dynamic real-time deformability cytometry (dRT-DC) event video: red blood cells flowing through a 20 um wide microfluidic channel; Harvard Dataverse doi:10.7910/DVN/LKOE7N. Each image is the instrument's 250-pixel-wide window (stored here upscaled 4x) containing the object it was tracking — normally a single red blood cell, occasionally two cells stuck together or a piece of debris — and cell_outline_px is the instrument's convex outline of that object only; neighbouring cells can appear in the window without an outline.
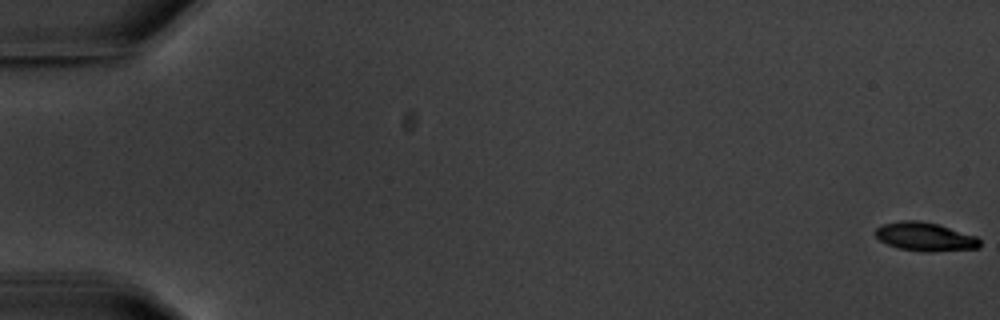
{"species": "common noctule bat (a hibernating species)", "species_latin": "Nyctalus noctula", "temperature_condition": "warm", "stored_images_in_passage": 6, "camera_frame_rate_fps": 3000, "um_per_image_px": 0.085, "animal": {"sex": "male", "body_mass_g": 20.1, "forearm_length_mm": 53.5}, "frame": {"image": 1, "passage_image": 1, "time_ms": 0.0, "image_size_px": [1000, 320], "cell_outline_px": [[980, 248], [932, 252], [924, 252], [896, 248], [880, 240], [872, 232], [876, 228], [884, 224], [904, 220], [916, 220], [936, 224], [976, 236], [980, 240]], "centroid_in_image_um": [78.61, 20.14], "position_along_channel_um": 6.4, "area_um2": 17.4}}
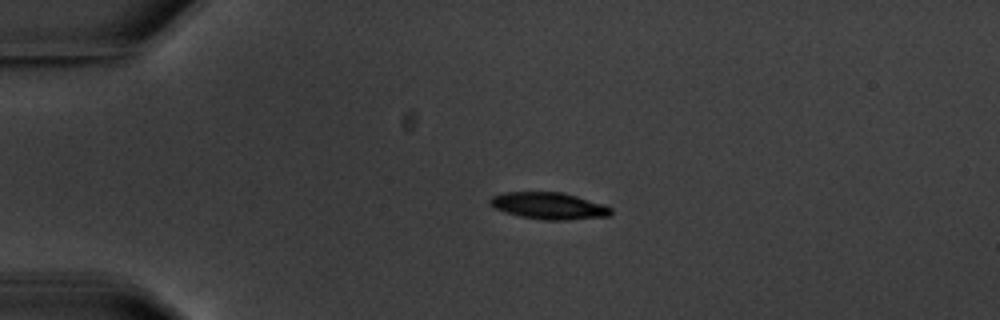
{"frame": {"image": 2, "passage_image": 5, "time_ms": 4.667, "image_size_px": [1000, 320], "cell_outline_px": [[612, 212], [608, 216], [564, 220], [544, 220], [520, 216], [504, 212], [492, 208], [488, 204], [488, 200], [492, 196], [504, 192], [564, 192], [604, 204], [612, 208]], "centroid_in_image_um": [46.61, 17.49], "position_along_channel_um": 38.4, "area_um2": 19.07}}